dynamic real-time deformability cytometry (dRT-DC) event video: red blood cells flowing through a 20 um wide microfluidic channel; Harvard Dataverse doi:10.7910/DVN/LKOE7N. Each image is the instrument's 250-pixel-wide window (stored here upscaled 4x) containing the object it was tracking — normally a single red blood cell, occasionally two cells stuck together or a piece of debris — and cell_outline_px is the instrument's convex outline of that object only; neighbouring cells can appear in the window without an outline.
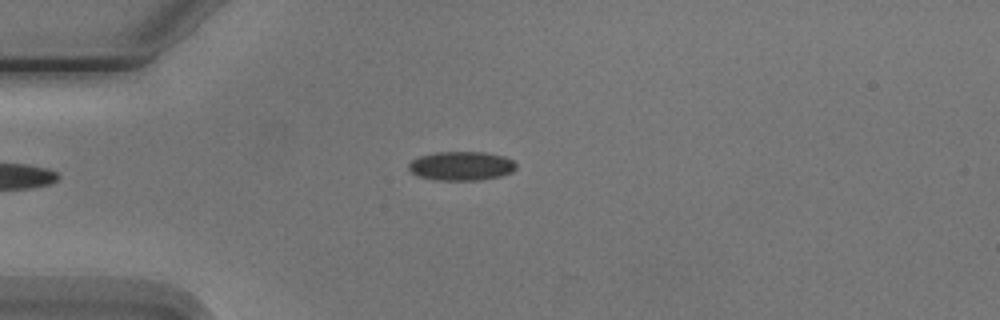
{"species": "Egyptian fruit bat (a non-hibernating species)", "species_latin": "Rousettus aegyptiacus", "temperature_condition": "cold", "stored_images_in_passage": 6, "camera_frame_rate_fps": 3000, "um_per_image_px": 0.085, "animal": {"sex": "male"}, "frame": {"image": 1, "passage_image": 6, "time_ms": 5.667, "image_size_px": [1000, 320], "cell_outline_px": [[516, 168], [512, 172], [500, 176], [480, 180], [440, 180], [416, 176], [408, 168], [408, 164], [412, 160], [420, 156], [436, 152], [484, 152], [504, 156], [512, 160], [516, 164]], "centroid_in_image_um": [39.21, 14.1], "position_along_channel_um": 45.8, "area_um2": 18.15}}